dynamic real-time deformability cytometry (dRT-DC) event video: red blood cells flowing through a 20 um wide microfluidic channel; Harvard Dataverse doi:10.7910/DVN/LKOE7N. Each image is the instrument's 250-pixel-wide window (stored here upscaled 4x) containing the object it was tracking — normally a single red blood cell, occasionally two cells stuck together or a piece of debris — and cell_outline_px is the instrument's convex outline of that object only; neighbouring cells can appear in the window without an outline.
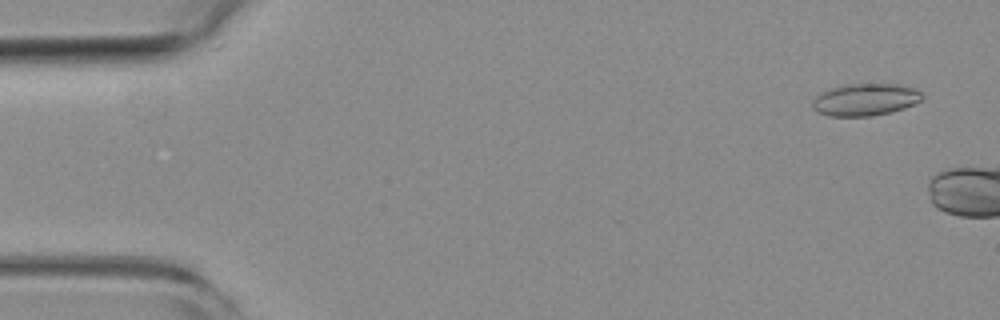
{"species": "common noctule bat (a hibernating species)", "species_latin": "Nyctalus noctula", "temperature_condition": "room temperature", "stored_images_in_passage": 8, "camera_frame_rate_fps": 3000, "um_per_image_px": 0.085, "animal": {"sex": "female", "body_mass_g": 19.3, "forearm_length_mm": 54.1}, "frame": {"image": 1, "passage_image": 3, "time_ms": 0.667, "image_size_px": [1000, 320], "cell_outline_px": [[924, 96], [920, 100], [904, 108], [892, 112], [872, 116], [828, 116], [816, 112], [812, 108], [812, 100], [816, 96], [832, 88], [844, 84], [900, 84], [916, 88], [924, 92]], "centroid_in_image_um": [73.57, 8.47], "position_along_channel_um": 11.4, "area_um2": 20.75}}